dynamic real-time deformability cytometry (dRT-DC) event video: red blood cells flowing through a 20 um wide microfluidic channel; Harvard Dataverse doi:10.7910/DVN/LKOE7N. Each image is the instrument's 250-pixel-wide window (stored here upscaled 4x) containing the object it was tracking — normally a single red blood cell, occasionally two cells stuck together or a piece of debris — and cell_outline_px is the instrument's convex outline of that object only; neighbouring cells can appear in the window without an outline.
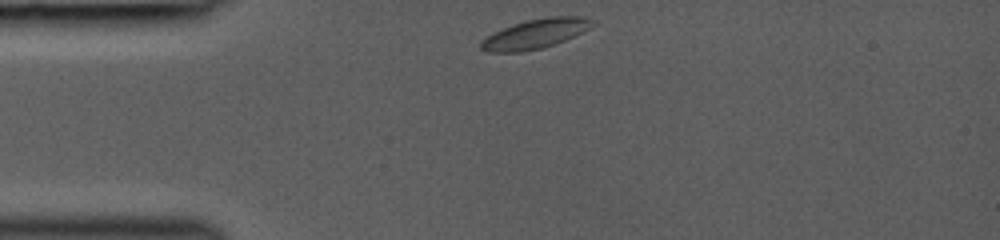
{"species": "common noctule bat (a hibernating species)", "species_latin": "Nyctalus noctula", "temperature_condition": "room temperature", "stored_images_in_passage": 16, "camera_frame_rate_fps": 3000, "um_per_image_px": 0.085, "animal": {"sex": "female", "body_mass_g": 19.0, "forearm_length_mm": 53.3}, "frame": {"image": 1, "passage_image": 1, "time_ms": 0.0, "image_size_px": [1000, 240], "cell_outline_px": [[596, 24], [564, 40], [544, 48], [520, 52], [488, 52], [480, 48], [480, 40], [492, 32], [512, 24], [528, 20], [548, 16], [584, 16], [596, 20]], "centroid_in_image_um": [45.48, 2.86], "position_along_channel_um": 39.5, "area_um2": 19.31}}
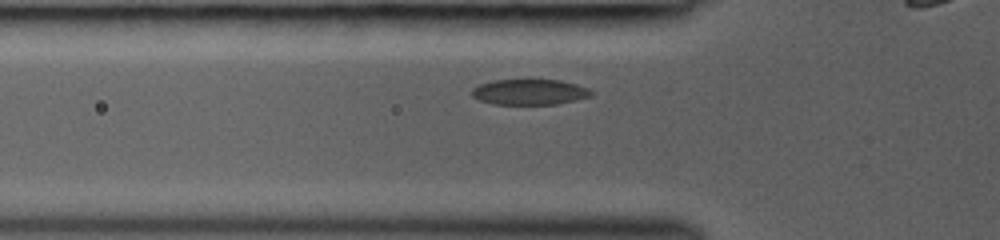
{"frame": {"image": 2, "passage_image": 11, "time_ms": 1.667, "image_size_px": [1000, 240], "cell_outline_px": [[592, 96], [576, 100], [556, 104], [492, 104], [480, 100], [472, 96], [472, 88], [480, 84], [492, 80], [524, 76], [528, 76], [560, 80], [576, 84], [588, 88], [592, 92]], "centroid_in_image_um": [44.99, 7.76], "position_along_channel_um": 80.8, "area_um2": 18.79}}